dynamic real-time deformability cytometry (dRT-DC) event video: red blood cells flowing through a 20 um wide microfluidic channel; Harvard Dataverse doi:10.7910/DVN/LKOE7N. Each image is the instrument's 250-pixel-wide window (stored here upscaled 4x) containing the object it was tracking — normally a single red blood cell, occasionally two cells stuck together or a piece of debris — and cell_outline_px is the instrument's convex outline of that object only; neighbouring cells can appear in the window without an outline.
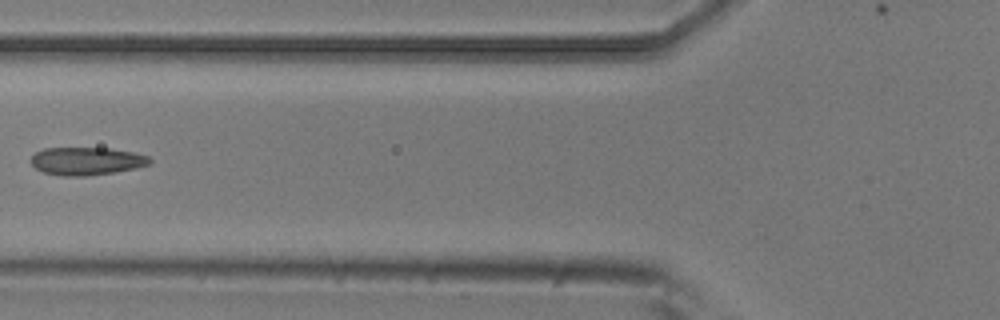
{"species": "common noctule bat (a hibernating species)", "species_latin": "Nyctalus noctula", "temperature_condition": "room temperature", "stored_images_in_passage": 7, "camera_frame_rate_fps": 3000, "um_per_image_px": 0.085, "animal": {"sex": "male", "body_mass_g": 20.5, "forearm_length_mm": 52.5}, "frame": {"image": 1, "passage_image": 6, "time_ms": 1.667, "image_size_px": [1000, 320], "cell_outline_px": [[152, 160], [148, 164], [136, 168], [116, 172], [84, 176], [64, 176], [44, 172], [36, 168], [28, 160], [36, 152], [44, 148], [112, 148], [132, 152], [148, 156]], "centroid_in_image_um": [7.34, 13.69], "position_along_channel_um": 118.5, "area_um2": 19.31}}
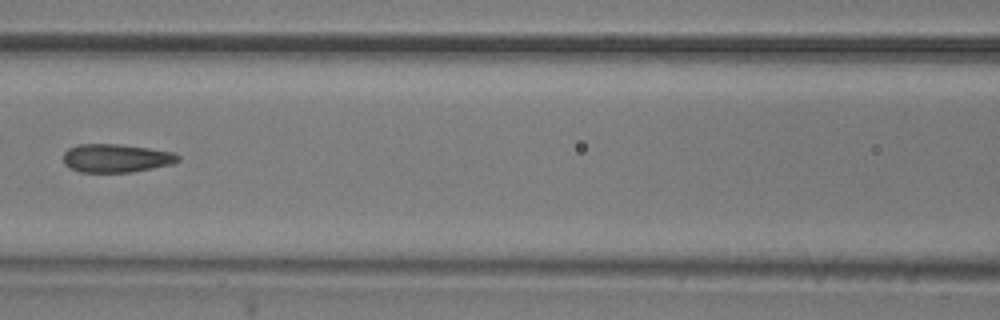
{"frame": {"image": 2, "passage_image": 7, "time_ms": 2.0, "image_size_px": [1000, 320], "cell_outline_px": [[180, 160], [172, 164], [132, 172], [80, 172], [68, 168], [64, 164], [64, 152], [68, 148], [80, 144], [120, 144], [148, 148], [172, 152], [180, 156]], "centroid_in_image_um": [9.85, 13.44], "position_along_channel_um": 156.7, "area_um2": 19.02}}